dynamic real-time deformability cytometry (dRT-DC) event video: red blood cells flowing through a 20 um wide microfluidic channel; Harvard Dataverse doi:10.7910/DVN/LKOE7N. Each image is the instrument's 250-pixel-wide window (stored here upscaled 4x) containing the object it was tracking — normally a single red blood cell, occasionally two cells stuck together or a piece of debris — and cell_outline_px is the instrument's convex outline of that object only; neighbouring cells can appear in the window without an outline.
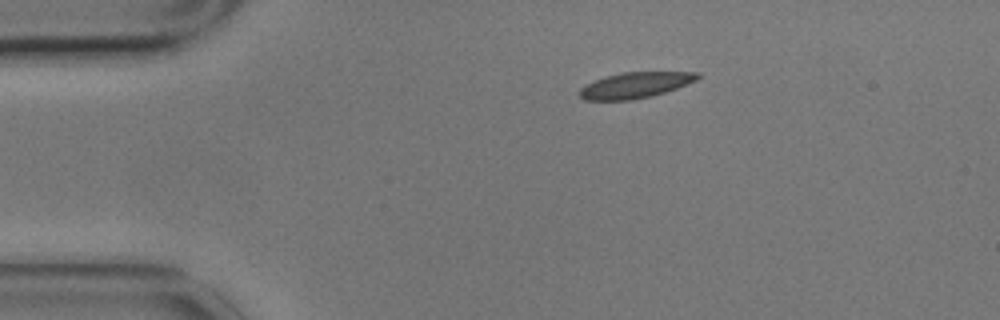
{"species": "common noctule bat (a hibernating species)", "species_latin": "Nyctalus noctula", "temperature_condition": "cold", "stored_images_in_passage": 48, "camera_frame_rate_fps": 3000, "um_per_image_px": 0.085, "animal": {"sex": "male", "body_mass_g": 17.9}, "frame": {"image": 1, "passage_image": 1, "time_ms": 0.0, "image_size_px": [1000, 320], "cell_outline_px": [[700, 76], [696, 80], [676, 88], [652, 96], [632, 100], [584, 100], [580, 96], [580, 88], [596, 80], [620, 72], [700, 72]], "centroid_in_image_um": [54.01, 7.24], "position_along_channel_um": 31.0, "area_um2": 17.51}}
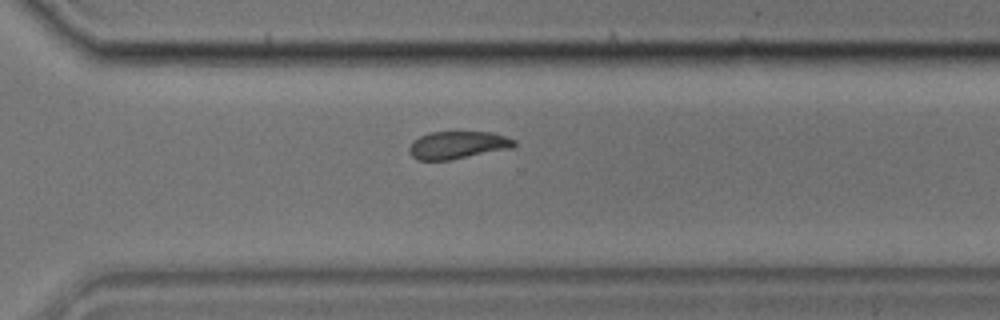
{"frame": {"image": 2, "passage_image": 31, "time_ms": 10.0, "image_size_px": [1000, 320], "cell_outline_px": [[516, 144], [512, 148], [448, 160], [416, 160], [408, 152], [408, 148], [412, 140], [428, 132], [492, 132], [516, 140]], "centroid_in_image_um": [38.86, 12.32], "position_along_channel_um": 331.7, "area_um2": 16.94}}
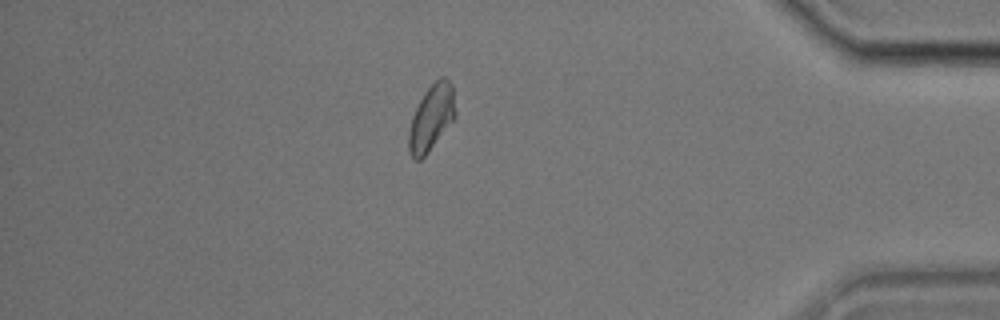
{"frame": {"image": 3, "passage_image": 40, "time_ms": 13.0, "image_size_px": [1000, 320], "cell_outline_px": [[456, 116], [428, 152], [420, 160], [416, 160], [408, 152], [408, 132], [412, 116], [424, 92], [440, 76], [444, 76], [452, 84], [456, 112]], "centroid_in_image_um": [36.66, 9.99], "position_along_channel_um": 398.5, "area_um2": 17.8}, "authors_computed_cell_mechanics": {"area_um2": 17.8602, "velocity_mm_per_s": 3.4656, "shape_relaxation_time_tau1_ms": null, "shape_relaxation_time_tau2_ms": 3.5526, "deformation_change_tau1": null, "deformation_change_tau2": 0.0466}}